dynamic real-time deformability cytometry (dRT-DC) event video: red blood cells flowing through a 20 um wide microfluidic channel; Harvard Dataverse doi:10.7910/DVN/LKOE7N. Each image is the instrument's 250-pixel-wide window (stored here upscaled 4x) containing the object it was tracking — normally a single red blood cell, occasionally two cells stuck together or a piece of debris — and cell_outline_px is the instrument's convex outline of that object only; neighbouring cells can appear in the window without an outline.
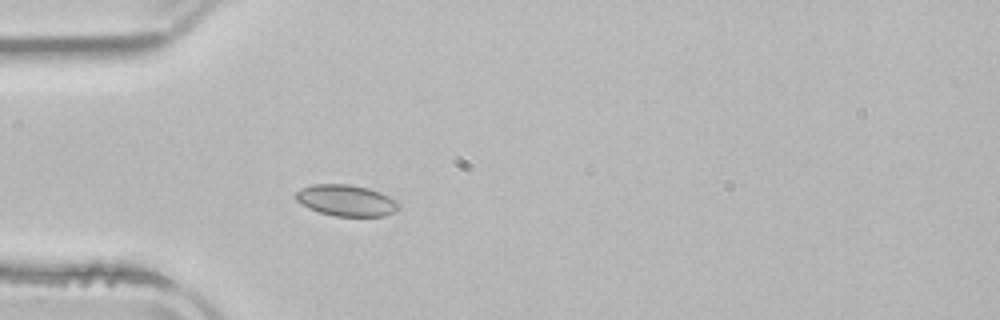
{"species": "common noctule bat (a hibernating species)", "species_latin": "Nyctalus noctula", "temperature_condition": "room temperature", "stored_images_in_passage": 3, "camera_frame_rate_fps": 3000, "um_per_image_px": 0.085, "animal": {"sex": "male", "body_mass_g": 21.5, "forearm_length_mm": 52.0}, "frame": {"image": 1, "passage_image": 3, "time_ms": 2.667, "image_size_px": [1000, 320], "cell_outline_px": [[400, 208], [384, 216], [336, 216], [320, 212], [308, 208], [300, 204], [296, 200], [296, 192], [300, 188], [316, 184], [348, 184], [368, 188], [380, 192], [396, 200], [400, 204]], "centroid_in_image_um": [29.42, 17.03], "position_along_channel_um": 55.6, "area_um2": 18.73}}